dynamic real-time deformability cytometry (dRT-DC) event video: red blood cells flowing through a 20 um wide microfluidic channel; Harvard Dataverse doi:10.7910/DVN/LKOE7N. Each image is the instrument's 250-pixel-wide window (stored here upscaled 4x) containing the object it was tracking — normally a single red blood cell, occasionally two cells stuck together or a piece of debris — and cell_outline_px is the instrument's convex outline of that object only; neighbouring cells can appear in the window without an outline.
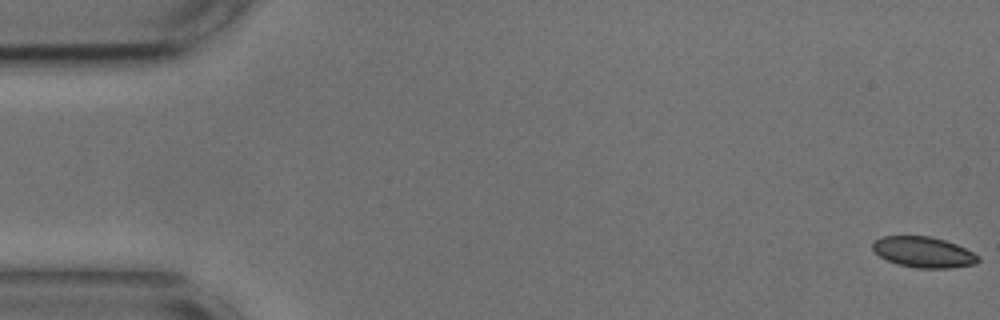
{"species": "common noctule bat (a hibernating species)", "species_latin": "Nyctalus noctula", "temperature_condition": "cold", "stored_images_in_passage": 55, "camera_frame_rate_fps": 3000, "um_per_image_px": 0.085, "animal": {"sex": "male", "body_mass_g": 17.9, "forearm_length_mm": 54.2}, "frame": {"image": 1, "passage_image": 1, "time_ms": 0.0, "image_size_px": [1000, 320], "cell_outline_px": [[980, 260], [976, 264], [948, 268], [916, 268], [896, 264], [880, 256], [872, 248], [872, 240], [880, 236], [932, 236], [956, 244], [980, 256]], "centroid_in_image_um": [78.48, 21.43], "position_along_channel_um": 6.5, "area_um2": 19.02}}
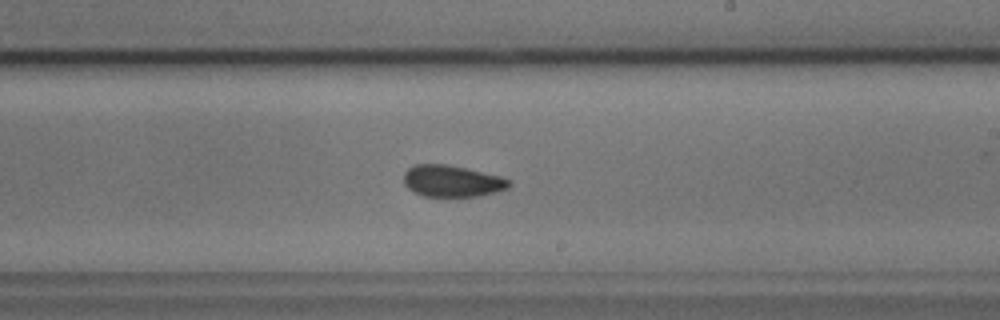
{"frame": {"image": 2, "passage_image": 32, "time_ms": 10.333, "image_size_px": [1000, 320], "cell_outline_px": [[512, 184], [508, 188], [496, 192], [476, 196], [424, 196], [412, 192], [404, 184], [404, 172], [408, 168], [416, 164], [444, 164], [464, 168], [500, 176], [512, 180]], "centroid_in_image_um": [38.42, 15.39], "position_along_channel_um": 250.6, "area_um2": 19.36}}
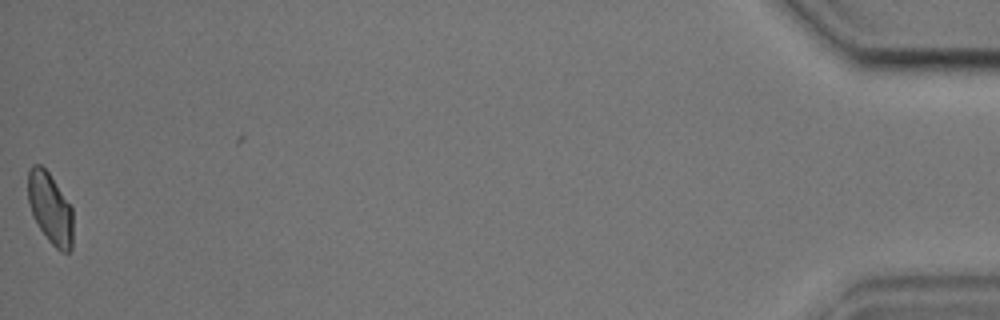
{"frame": {"image": 3, "passage_image": 55, "time_ms": 18.0, "image_size_px": [1000, 320], "cell_outline_px": [[72, 248], [68, 252], [60, 252], [48, 240], [32, 216], [28, 200], [28, 172], [32, 164], [40, 164], [48, 172], [72, 208]], "centroid_in_image_um": [4.25, 17.72], "position_along_channel_um": 430.9, "area_um2": 18.5}, "authors_computed_cell_mechanics": {"area_um2": 19.7098, "velocity_mm_per_s": 3.6374, "shape_relaxation_time_tau1_ms": 3.5497, "shape_relaxation_time_tau2_ms": 1.7934, "deformation_change_tau1": 0.0847, "deformation_change_tau2": 0.0515}}